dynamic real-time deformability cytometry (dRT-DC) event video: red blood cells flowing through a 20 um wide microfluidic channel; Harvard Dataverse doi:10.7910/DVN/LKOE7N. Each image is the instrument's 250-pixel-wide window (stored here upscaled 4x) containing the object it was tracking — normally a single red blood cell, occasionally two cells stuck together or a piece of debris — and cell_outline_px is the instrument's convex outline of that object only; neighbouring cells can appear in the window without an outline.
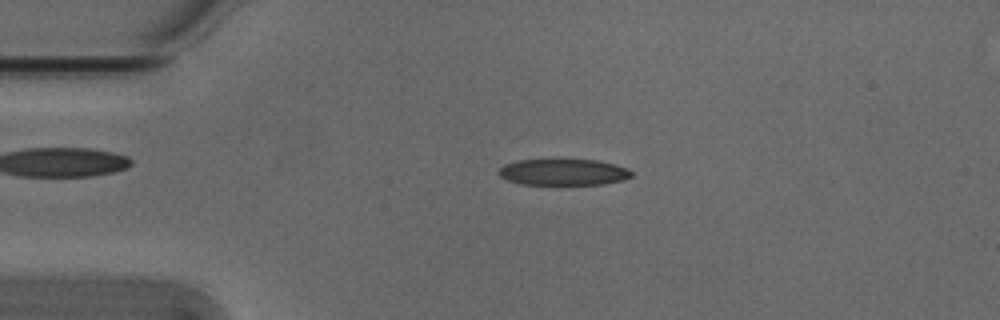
{"species": "Egyptian fruit bat (a non-hibernating species)", "species_latin": "Rousettus aegyptiacus", "temperature_condition": "cold", "stored_images_in_passage": 5, "segment_of_instrument_passage": [1, 2], "camera_frame_rate_fps": 3000, "um_per_image_px": 0.085, "animal": {"sex": "male"}, "frame": {"image": 1, "passage_image": 3, "time_ms": 0.667, "image_size_px": [1000, 320], "cell_outline_px": [[632, 176], [620, 180], [600, 184], [520, 184], [508, 180], [500, 176], [496, 172], [504, 164], [516, 160], [556, 156], [560, 156], [600, 160], [628, 168], [632, 172]], "centroid_in_image_um": [47.82, 14.55], "position_along_channel_um": 37.2, "area_um2": 21.5}}